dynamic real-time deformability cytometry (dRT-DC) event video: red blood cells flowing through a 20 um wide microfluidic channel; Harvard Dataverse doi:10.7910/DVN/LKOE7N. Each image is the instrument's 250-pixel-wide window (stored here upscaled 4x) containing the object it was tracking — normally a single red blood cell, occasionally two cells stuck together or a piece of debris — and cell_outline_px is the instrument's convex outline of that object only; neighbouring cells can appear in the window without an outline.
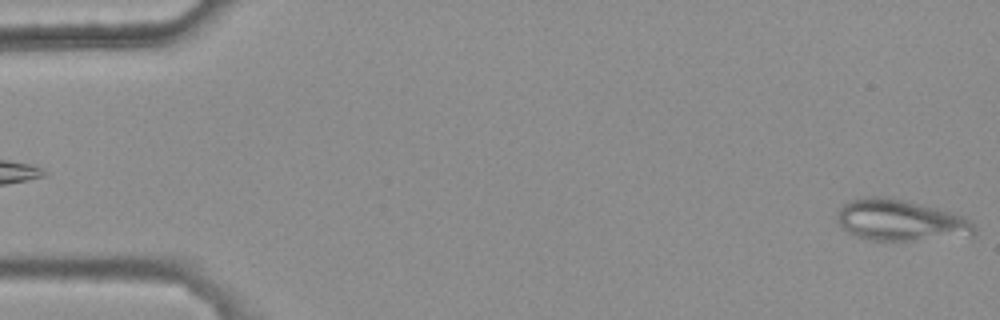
{"species": "common noctule bat (a hibernating species)", "species_latin": "Nyctalus noctula", "temperature_condition": "warm", "stored_images_in_passage": 6, "camera_frame_rate_fps": 3000, "um_per_image_px": 0.085, "animal": {"sex": "female", "body_mass_g": 25.1}, "frame": {"image": 1, "passage_image": 6, "time_ms": 1.667, "image_size_px": [1000, 320], "cell_outline_px": [[976, 232], [972, 236], [908, 240], [868, 240], [852, 236], [836, 220], [836, 212], [844, 204], [852, 200], [868, 196], [884, 196], [908, 200], [952, 212], [964, 216], [976, 224]], "centroid_in_image_um": [76.55, 18.72], "position_along_channel_um": 8.4, "area_um2": 33.35}}